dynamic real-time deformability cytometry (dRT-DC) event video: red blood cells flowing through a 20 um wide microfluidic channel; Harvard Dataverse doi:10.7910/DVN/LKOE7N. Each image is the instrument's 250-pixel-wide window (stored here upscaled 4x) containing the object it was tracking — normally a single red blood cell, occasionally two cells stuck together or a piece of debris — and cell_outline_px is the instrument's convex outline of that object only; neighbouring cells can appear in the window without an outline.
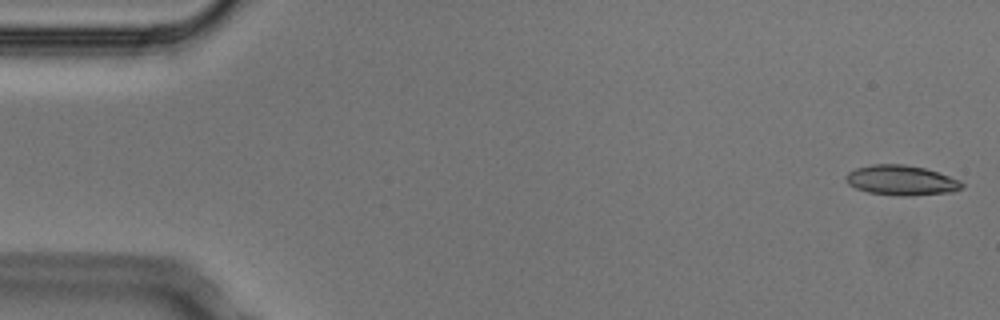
{"species": "Egyptian fruit bat (a non-hibernating species)", "species_latin": "Rousettus aegyptiacus", "temperature_condition": "cold", "stored_images_in_passage": 4, "camera_frame_rate_fps": 3000, "um_per_image_px": 0.085, "animal": {"sex": "male"}, "frame": {"image": 1, "passage_image": 1, "time_ms": 0.0, "image_size_px": [1000, 320], "cell_outline_px": [[964, 188], [952, 192], [904, 196], [900, 196], [868, 192], [856, 188], [848, 184], [844, 176], [848, 172], [856, 168], [872, 164], [904, 164], [924, 168], [960, 180], [964, 184]], "centroid_in_image_um": [76.6, 15.32], "position_along_channel_um": 8.4, "area_um2": 20.23}}
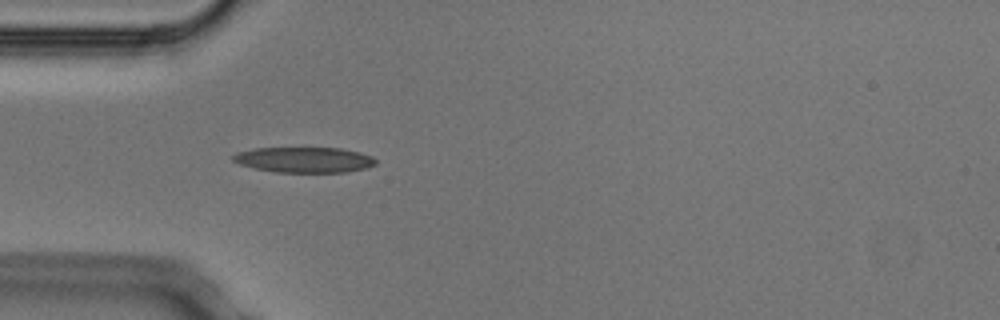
{"frame": {"image": 2, "passage_image": 4, "time_ms": 1.0, "image_size_px": [1000, 320], "cell_outline_px": [[376, 164], [364, 168], [344, 172], [276, 172], [256, 168], [240, 164], [232, 160], [232, 156], [236, 152], [256, 148], [340, 148], [360, 152], [372, 156], [376, 160]], "centroid_in_image_um": [25.85, 13.57], "position_along_channel_um": 59.1, "area_um2": 21.04}}